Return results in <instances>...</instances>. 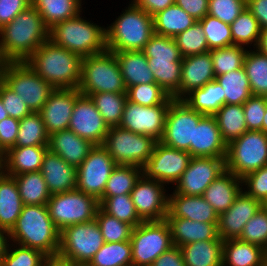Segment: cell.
<instances>
[{
    "mask_svg": "<svg viewBox=\"0 0 267 266\" xmlns=\"http://www.w3.org/2000/svg\"><path fill=\"white\" fill-rule=\"evenodd\" d=\"M49 28L30 5L0 29V47L10 62H25L49 39Z\"/></svg>",
    "mask_w": 267,
    "mask_h": 266,
    "instance_id": "obj_1",
    "label": "cell"
},
{
    "mask_svg": "<svg viewBox=\"0 0 267 266\" xmlns=\"http://www.w3.org/2000/svg\"><path fill=\"white\" fill-rule=\"evenodd\" d=\"M54 88H78L82 57L48 39L25 61Z\"/></svg>",
    "mask_w": 267,
    "mask_h": 266,
    "instance_id": "obj_2",
    "label": "cell"
},
{
    "mask_svg": "<svg viewBox=\"0 0 267 266\" xmlns=\"http://www.w3.org/2000/svg\"><path fill=\"white\" fill-rule=\"evenodd\" d=\"M9 235L15 246L37 249L49 258L58 255L60 231L50 218L47 205H24Z\"/></svg>",
    "mask_w": 267,
    "mask_h": 266,
    "instance_id": "obj_3",
    "label": "cell"
},
{
    "mask_svg": "<svg viewBox=\"0 0 267 266\" xmlns=\"http://www.w3.org/2000/svg\"><path fill=\"white\" fill-rule=\"evenodd\" d=\"M153 16L133 2L106 29V46L111 52L143 50L154 35Z\"/></svg>",
    "mask_w": 267,
    "mask_h": 266,
    "instance_id": "obj_4",
    "label": "cell"
},
{
    "mask_svg": "<svg viewBox=\"0 0 267 266\" xmlns=\"http://www.w3.org/2000/svg\"><path fill=\"white\" fill-rule=\"evenodd\" d=\"M80 15L55 24L49 30V39L82 58L107 50L106 28Z\"/></svg>",
    "mask_w": 267,
    "mask_h": 266,
    "instance_id": "obj_5",
    "label": "cell"
},
{
    "mask_svg": "<svg viewBox=\"0 0 267 266\" xmlns=\"http://www.w3.org/2000/svg\"><path fill=\"white\" fill-rule=\"evenodd\" d=\"M78 90L85 96L99 92L127 93L114 52L105 50L82 58Z\"/></svg>",
    "mask_w": 267,
    "mask_h": 266,
    "instance_id": "obj_6",
    "label": "cell"
},
{
    "mask_svg": "<svg viewBox=\"0 0 267 266\" xmlns=\"http://www.w3.org/2000/svg\"><path fill=\"white\" fill-rule=\"evenodd\" d=\"M104 243L96 219L70 225L60 232L56 258L74 265H87Z\"/></svg>",
    "mask_w": 267,
    "mask_h": 266,
    "instance_id": "obj_7",
    "label": "cell"
},
{
    "mask_svg": "<svg viewBox=\"0 0 267 266\" xmlns=\"http://www.w3.org/2000/svg\"><path fill=\"white\" fill-rule=\"evenodd\" d=\"M267 165V135L247 130L227 144L225 169L239 178Z\"/></svg>",
    "mask_w": 267,
    "mask_h": 266,
    "instance_id": "obj_8",
    "label": "cell"
},
{
    "mask_svg": "<svg viewBox=\"0 0 267 266\" xmlns=\"http://www.w3.org/2000/svg\"><path fill=\"white\" fill-rule=\"evenodd\" d=\"M157 142L151 136L117 126L109 128L102 146L116 164L142 168L152 155Z\"/></svg>",
    "mask_w": 267,
    "mask_h": 266,
    "instance_id": "obj_9",
    "label": "cell"
},
{
    "mask_svg": "<svg viewBox=\"0 0 267 266\" xmlns=\"http://www.w3.org/2000/svg\"><path fill=\"white\" fill-rule=\"evenodd\" d=\"M132 266H151L172 246L171 232L166 220L143 221L132 229Z\"/></svg>",
    "mask_w": 267,
    "mask_h": 266,
    "instance_id": "obj_10",
    "label": "cell"
},
{
    "mask_svg": "<svg viewBox=\"0 0 267 266\" xmlns=\"http://www.w3.org/2000/svg\"><path fill=\"white\" fill-rule=\"evenodd\" d=\"M47 207L55 227L61 232L67 226L94 220L99 201L75 189L51 195Z\"/></svg>",
    "mask_w": 267,
    "mask_h": 266,
    "instance_id": "obj_11",
    "label": "cell"
},
{
    "mask_svg": "<svg viewBox=\"0 0 267 266\" xmlns=\"http://www.w3.org/2000/svg\"><path fill=\"white\" fill-rule=\"evenodd\" d=\"M3 83L20 96L31 112L38 113L55 89L26 62H10Z\"/></svg>",
    "mask_w": 267,
    "mask_h": 266,
    "instance_id": "obj_12",
    "label": "cell"
},
{
    "mask_svg": "<svg viewBox=\"0 0 267 266\" xmlns=\"http://www.w3.org/2000/svg\"><path fill=\"white\" fill-rule=\"evenodd\" d=\"M204 116L193 110L184 100L173 99L166 115L163 137L159 142L189 153L190 144H193L194 126Z\"/></svg>",
    "mask_w": 267,
    "mask_h": 266,
    "instance_id": "obj_13",
    "label": "cell"
},
{
    "mask_svg": "<svg viewBox=\"0 0 267 266\" xmlns=\"http://www.w3.org/2000/svg\"><path fill=\"white\" fill-rule=\"evenodd\" d=\"M116 165L102 145H95L77 168L76 190L99 200Z\"/></svg>",
    "mask_w": 267,
    "mask_h": 266,
    "instance_id": "obj_14",
    "label": "cell"
},
{
    "mask_svg": "<svg viewBox=\"0 0 267 266\" xmlns=\"http://www.w3.org/2000/svg\"><path fill=\"white\" fill-rule=\"evenodd\" d=\"M173 99L170 97L164 104L156 106L137 105L127 100L119 127L160 141L163 137L169 105Z\"/></svg>",
    "mask_w": 267,
    "mask_h": 266,
    "instance_id": "obj_15",
    "label": "cell"
},
{
    "mask_svg": "<svg viewBox=\"0 0 267 266\" xmlns=\"http://www.w3.org/2000/svg\"><path fill=\"white\" fill-rule=\"evenodd\" d=\"M190 159L191 155L187 151L167 147L158 141L149 160L142 167V174L163 184H176Z\"/></svg>",
    "mask_w": 267,
    "mask_h": 266,
    "instance_id": "obj_16",
    "label": "cell"
},
{
    "mask_svg": "<svg viewBox=\"0 0 267 266\" xmlns=\"http://www.w3.org/2000/svg\"><path fill=\"white\" fill-rule=\"evenodd\" d=\"M225 158L191 157L187 169L176 183L174 193L201 196L225 171Z\"/></svg>",
    "mask_w": 267,
    "mask_h": 266,
    "instance_id": "obj_17",
    "label": "cell"
},
{
    "mask_svg": "<svg viewBox=\"0 0 267 266\" xmlns=\"http://www.w3.org/2000/svg\"><path fill=\"white\" fill-rule=\"evenodd\" d=\"M164 184L143 174L137 180L131 191V199L135 210L142 221H160L168 213V194Z\"/></svg>",
    "mask_w": 267,
    "mask_h": 266,
    "instance_id": "obj_18",
    "label": "cell"
},
{
    "mask_svg": "<svg viewBox=\"0 0 267 266\" xmlns=\"http://www.w3.org/2000/svg\"><path fill=\"white\" fill-rule=\"evenodd\" d=\"M68 129L94 145H102L109 127L91 98L81 94L75 101Z\"/></svg>",
    "mask_w": 267,
    "mask_h": 266,
    "instance_id": "obj_19",
    "label": "cell"
},
{
    "mask_svg": "<svg viewBox=\"0 0 267 266\" xmlns=\"http://www.w3.org/2000/svg\"><path fill=\"white\" fill-rule=\"evenodd\" d=\"M80 95L78 88H55L52 91L38 112L49 136L68 129L75 101Z\"/></svg>",
    "mask_w": 267,
    "mask_h": 266,
    "instance_id": "obj_20",
    "label": "cell"
},
{
    "mask_svg": "<svg viewBox=\"0 0 267 266\" xmlns=\"http://www.w3.org/2000/svg\"><path fill=\"white\" fill-rule=\"evenodd\" d=\"M262 206L261 202L242 190L232 206L219 215L218 236L223 241L239 239L245 224Z\"/></svg>",
    "mask_w": 267,
    "mask_h": 266,
    "instance_id": "obj_21",
    "label": "cell"
},
{
    "mask_svg": "<svg viewBox=\"0 0 267 266\" xmlns=\"http://www.w3.org/2000/svg\"><path fill=\"white\" fill-rule=\"evenodd\" d=\"M227 143L222 139L221 132L214 116L205 115L194 126L193 144H190L191 157L225 158Z\"/></svg>",
    "mask_w": 267,
    "mask_h": 266,
    "instance_id": "obj_22",
    "label": "cell"
},
{
    "mask_svg": "<svg viewBox=\"0 0 267 266\" xmlns=\"http://www.w3.org/2000/svg\"><path fill=\"white\" fill-rule=\"evenodd\" d=\"M166 217H179L192 221L218 223L219 215L203 196L172 193L168 196Z\"/></svg>",
    "mask_w": 267,
    "mask_h": 266,
    "instance_id": "obj_23",
    "label": "cell"
},
{
    "mask_svg": "<svg viewBox=\"0 0 267 266\" xmlns=\"http://www.w3.org/2000/svg\"><path fill=\"white\" fill-rule=\"evenodd\" d=\"M51 195L76 189L77 168L48 150L40 170Z\"/></svg>",
    "mask_w": 267,
    "mask_h": 266,
    "instance_id": "obj_24",
    "label": "cell"
},
{
    "mask_svg": "<svg viewBox=\"0 0 267 266\" xmlns=\"http://www.w3.org/2000/svg\"><path fill=\"white\" fill-rule=\"evenodd\" d=\"M210 52L182 57L180 99L215 80Z\"/></svg>",
    "mask_w": 267,
    "mask_h": 266,
    "instance_id": "obj_25",
    "label": "cell"
},
{
    "mask_svg": "<svg viewBox=\"0 0 267 266\" xmlns=\"http://www.w3.org/2000/svg\"><path fill=\"white\" fill-rule=\"evenodd\" d=\"M48 146L11 147L0 158V168L10 176L40 171Z\"/></svg>",
    "mask_w": 267,
    "mask_h": 266,
    "instance_id": "obj_26",
    "label": "cell"
},
{
    "mask_svg": "<svg viewBox=\"0 0 267 266\" xmlns=\"http://www.w3.org/2000/svg\"><path fill=\"white\" fill-rule=\"evenodd\" d=\"M173 246H182L196 241L222 240L218 236V223L192 221L179 217H166Z\"/></svg>",
    "mask_w": 267,
    "mask_h": 266,
    "instance_id": "obj_27",
    "label": "cell"
},
{
    "mask_svg": "<svg viewBox=\"0 0 267 266\" xmlns=\"http://www.w3.org/2000/svg\"><path fill=\"white\" fill-rule=\"evenodd\" d=\"M94 146L69 129L51 134L48 142V150L76 168L86 159Z\"/></svg>",
    "mask_w": 267,
    "mask_h": 266,
    "instance_id": "obj_28",
    "label": "cell"
},
{
    "mask_svg": "<svg viewBox=\"0 0 267 266\" xmlns=\"http://www.w3.org/2000/svg\"><path fill=\"white\" fill-rule=\"evenodd\" d=\"M242 179L225 170L204 191L203 198L220 215L227 211L243 190Z\"/></svg>",
    "mask_w": 267,
    "mask_h": 266,
    "instance_id": "obj_29",
    "label": "cell"
},
{
    "mask_svg": "<svg viewBox=\"0 0 267 266\" xmlns=\"http://www.w3.org/2000/svg\"><path fill=\"white\" fill-rule=\"evenodd\" d=\"M267 266V250L263 247L229 239L223 242L222 266Z\"/></svg>",
    "mask_w": 267,
    "mask_h": 266,
    "instance_id": "obj_30",
    "label": "cell"
},
{
    "mask_svg": "<svg viewBox=\"0 0 267 266\" xmlns=\"http://www.w3.org/2000/svg\"><path fill=\"white\" fill-rule=\"evenodd\" d=\"M23 206L15 178L0 168V229L10 232Z\"/></svg>",
    "mask_w": 267,
    "mask_h": 266,
    "instance_id": "obj_31",
    "label": "cell"
},
{
    "mask_svg": "<svg viewBox=\"0 0 267 266\" xmlns=\"http://www.w3.org/2000/svg\"><path fill=\"white\" fill-rule=\"evenodd\" d=\"M126 89L139 84L155 83L147 57L142 50L114 52Z\"/></svg>",
    "mask_w": 267,
    "mask_h": 266,
    "instance_id": "obj_32",
    "label": "cell"
},
{
    "mask_svg": "<svg viewBox=\"0 0 267 266\" xmlns=\"http://www.w3.org/2000/svg\"><path fill=\"white\" fill-rule=\"evenodd\" d=\"M223 240L196 241L180 246L186 266H222Z\"/></svg>",
    "mask_w": 267,
    "mask_h": 266,
    "instance_id": "obj_33",
    "label": "cell"
},
{
    "mask_svg": "<svg viewBox=\"0 0 267 266\" xmlns=\"http://www.w3.org/2000/svg\"><path fill=\"white\" fill-rule=\"evenodd\" d=\"M182 100L200 114L213 116L225 104V95L222 86L214 80L192 90Z\"/></svg>",
    "mask_w": 267,
    "mask_h": 266,
    "instance_id": "obj_34",
    "label": "cell"
},
{
    "mask_svg": "<svg viewBox=\"0 0 267 266\" xmlns=\"http://www.w3.org/2000/svg\"><path fill=\"white\" fill-rule=\"evenodd\" d=\"M153 19L154 33L171 38H175L197 21L176 4L158 12Z\"/></svg>",
    "mask_w": 267,
    "mask_h": 266,
    "instance_id": "obj_35",
    "label": "cell"
},
{
    "mask_svg": "<svg viewBox=\"0 0 267 266\" xmlns=\"http://www.w3.org/2000/svg\"><path fill=\"white\" fill-rule=\"evenodd\" d=\"M82 0H31V5L41 15L50 29L55 24L76 17L81 10Z\"/></svg>",
    "mask_w": 267,
    "mask_h": 266,
    "instance_id": "obj_36",
    "label": "cell"
},
{
    "mask_svg": "<svg viewBox=\"0 0 267 266\" xmlns=\"http://www.w3.org/2000/svg\"><path fill=\"white\" fill-rule=\"evenodd\" d=\"M213 116L227 144L247 131L243 105L224 104Z\"/></svg>",
    "mask_w": 267,
    "mask_h": 266,
    "instance_id": "obj_37",
    "label": "cell"
},
{
    "mask_svg": "<svg viewBox=\"0 0 267 266\" xmlns=\"http://www.w3.org/2000/svg\"><path fill=\"white\" fill-rule=\"evenodd\" d=\"M24 205H47L51 194L40 171L13 176Z\"/></svg>",
    "mask_w": 267,
    "mask_h": 266,
    "instance_id": "obj_38",
    "label": "cell"
},
{
    "mask_svg": "<svg viewBox=\"0 0 267 266\" xmlns=\"http://www.w3.org/2000/svg\"><path fill=\"white\" fill-rule=\"evenodd\" d=\"M215 80L222 86L225 104L243 105L252 96L244 67L216 76Z\"/></svg>",
    "mask_w": 267,
    "mask_h": 266,
    "instance_id": "obj_39",
    "label": "cell"
},
{
    "mask_svg": "<svg viewBox=\"0 0 267 266\" xmlns=\"http://www.w3.org/2000/svg\"><path fill=\"white\" fill-rule=\"evenodd\" d=\"M89 97L109 128L120 125L127 93L99 92Z\"/></svg>",
    "mask_w": 267,
    "mask_h": 266,
    "instance_id": "obj_40",
    "label": "cell"
},
{
    "mask_svg": "<svg viewBox=\"0 0 267 266\" xmlns=\"http://www.w3.org/2000/svg\"><path fill=\"white\" fill-rule=\"evenodd\" d=\"M247 51L244 59L246 71L252 95L267 97V55L257 48Z\"/></svg>",
    "mask_w": 267,
    "mask_h": 266,
    "instance_id": "obj_41",
    "label": "cell"
},
{
    "mask_svg": "<svg viewBox=\"0 0 267 266\" xmlns=\"http://www.w3.org/2000/svg\"><path fill=\"white\" fill-rule=\"evenodd\" d=\"M87 266H132V246L130 240L105 242Z\"/></svg>",
    "mask_w": 267,
    "mask_h": 266,
    "instance_id": "obj_42",
    "label": "cell"
},
{
    "mask_svg": "<svg viewBox=\"0 0 267 266\" xmlns=\"http://www.w3.org/2000/svg\"><path fill=\"white\" fill-rule=\"evenodd\" d=\"M155 83L174 99H180L182 62L148 61Z\"/></svg>",
    "mask_w": 267,
    "mask_h": 266,
    "instance_id": "obj_43",
    "label": "cell"
},
{
    "mask_svg": "<svg viewBox=\"0 0 267 266\" xmlns=\"http://www.w3.org/2000/svg\"><path fill=\"white\" fill-rule=\"evenodd\" d=\"M48 142L49 135L39 113L32 112L20 120L14 147L48 146Z\"/></svg>",
    "mask_w": 267,
    "mask_h": 266,
    "instance_id": "obj_44",
    "label": "cell"
},
{
    "mask_svg": "<svg viewBox=\"0 0 267 266\" xmlns=\"http://www.w3.org/2000/svg\"><path fill=\"white\" fill-rule=\"evenodd\" d=\"M141 175V167L117 164L106 182L103 196L130 194Z\"/></svg>",
    "mask_w": 267,
    "mask_h": 266,
    "instance_id": "obj_45",
    "label": "cell"
},
{
    "mask_svg": "<svg viewBox=\"0 0 267 266\" xmlns=\"http://www.w3.org/2000/svg\"><path fill=\"white\" fill-rule=\"evenodd\" d=\"M99 207L108 215L130 224L133 228L143 221L139 218L130 194L102 196Z\"/></svg>",
    "mask_w": 267,
    "mask_h": 266,
    "instance_id": "obj_46",
    "label": "cell"
},
{
    "mask_svg": "<svg viewBox=\"0 0 267 266\" xmlns=\"http://www.w3.org/2000/svg\"><path fill=\"white\" fill-rule=\"evenodd\" d=\"M230 27L233 45L245 46L254 42L253 48H257L262 29L247 7L230 24Z\"/></svg>",
    "mask_w": 267,
    "mask_h": 266,
    "instance_id": "obj_47",
    "label": "cell"
},
{
    "mask_svg": "<svg viewBox=\"0 0 267 266\" xmlns=\"http://www.w3.org/2000/svg\"><path fill=\"white\" fill-rule=\"evenodd\" d=\"M210 55L213 62V71L216 76L238 70L244 66V59L247 53L245 47L231 45L228 47L211 49Z\"/></svg>",
    "mask_w": 267,
    "mask_h": 266,
    "instance_id": "obj_48",
    "label": "cell"
},
{
    "mask_svg": "<svg viewBox=\"0 0 267 266\" xmlns=\"http://www.w3.org/2000/svg\"><path fill=\"white\" fill-rule=\"evenodd\" d=\"M147 61L182 62L174 38L154 34L142 50Z\"/></svg>",
    "mask_w": 267,
    "mask_h": 266,
    "instance_id": "obj_49",
    "label": "cell"
},
{
    "mask_svg": "<svg viewBox=\"0 0 267 266\" xmlns=\"http://www.w3.org/2000/svg\"><path fill=\"white\" fill-rule=\"evenodd\" d=\"M174 40L182 57L206 53L209 50L208 42L201 23L196 21L192 26L178 34Z\"/></svg>",
    "mask_w": 267,
    "mask_h": 266,
    "instance_id": "obj_50",
    "label": "cell"
},
{
    "mask_svg": "<svg viewBox=\"0 0 267 266\" xmlns=\"http://www.w3.org/2000/svg\"><path fill=\"white\" fill-rule=\"evenodd\" d=\"M95 219L103 235L104 242L112 243L130 240L133 229L130 224L108 215L100 207L97 209Z\"/></svg>",
    "mask_w": 267,
    "mask_h": 266,
    "instance_id": "obj_51",
    "label": "cell"
},
{
    "mask_svg": "<svg viewBox=\"0 0 267 266\" xmlns=\"http://www.w3.org/2000/svg\"><path fill=\"white\" fill-rule=\"evenodd\" d=\"M199 22L205 33L209 50L233 45L230 25L209 14Z\"/></svg>",
    "mask_w": 267,
    "mask_h": 266,
    "instance_id": "obj_52",
    "label": "cell"
},
{
    "mask_svg": "<svg viewBox=\"0 0 267 266\" xmlns=\"http://www.w3.org/2000/svg\"><path fill=\"white\" fill-rule=\"evenodd\" d=\"M171 96L156 83L139 84L127 89V100L142 106L164 104Z\"/></svg>",
    "mask_w": 267,
    "mask_h": 266,
    "instance_id": "obj_53",
    "label": "cell"
},
{
    "mask_svg": "<svg viewBox=\"0 0 267 266\" xmlns=\"http://www.w3.org/2000/svg\"><path fill=\"white\" fill-rule=\"evenodd\" d=\"M11 245L9 244L5 256L2 258V266H44L50 259L37 249L18 245L16 249L12 248V250Z\"/></svg>",
    "mask_w": 267,
    "mask_h": 266,
    "instance_id": "obj_54",
    "label": "cell"
},
{
    "mask_svg": "<svg viewBox=\"0 0 267 266\" xmlns=\"http://www.w3.org/2000/svg\"><path fill=\"white\" fill-rule=\"evenodd\" d=\"M239 239L267 250V207L265 205L248 220Z\"/></svg>",
    "mask_w": 267,
    "mask_h": 266,
    "instance_id": "obj_55",
    "label": "cell"
},
{
    "mask_svg": "<svg viewBox=\"0 0 267 266\" xmlns=\"http://www.w3.org/2000/svg\"><path fill=\"white\" fill-rule=\"evenodd\" d=\"M246 8V0H209L208 14L230 25Z\"/></svg>",
    "mask_w": 267,
    "mask_h": 266,
    "instance_id": "obj_56",
    "label": "cell"
},
{
    "mask_svg": "<svg viewBox=\"0 0 267 266\" xmlns=\"http://www.w3.org/2000/svg\"><path fill=\"white\" fill-rule=\"evenodd\" d=\"M267 107V97L252 95L243 104L247 130L262 131Z\"/></svg>",
    "mask_w": 267,
    "mask_h": 266,
    "instance_id": "obj_57",
    "label": "cell"
},
{
    "mask_svg": "<svg viewBox=\"0 0 267 266\" xmlns=\"http://www.w3.org/2000/svg\"><path fill=\"white\" fill-rule=\"evenodd\" d=\"M242 184L247 185L248 191L244 190L247 195L265 205L267 202V165L244 176Z\"/></svg>",
    "mask_w": 267,
    "mask_h": 266,
    "instance_id": "obj_58",
    "label": "cell"
},
{
    "mask_svg": "<svg viewBox=\"0 0 267 266\" xmlns=\"http://www.w3.org/2000/svg\"><path fill=\"white\" fill-rule=\"evenodd\" d=\"M0 98L9 117L21 120L32 113L20 96L3 82L0 83Z\"/></svg>",
    "mask_w": 267,
    "mask_h": 266,
    "instance_id": "obj_59",
    "label": "cell"
},
{
    "mask_svg": "<svg viewBox=\"0 0 267 266\" xmlns=\"http://www.w3.org/2000/svg\"><path fill=\"white\" fill-rule=\"evenodd\" d=\"M20 120L8 117L0 121V158L15 146Z\"/></svg>",
    "mask_w": 267,
    "mask_h": 266,
    "instance_id": "obj_60",
    "label": "cell"
},
{
    "mask_svg": "<svg viewBox=\"0 0 267 266\" xmlns=\"http://www.w3.org/2000/svg\"><path fill=\"white\" fill-rule=\"evenodd\" d=\"M31 5V0H0V29Z\"/></svg>",
    "mask_w": 267,
    "mask_h": 266,
    "instance_id": "obj_61",
    "label": "cell"
},
{
    "mask_svg": "<svg viewBox=\"0 0 267 266\" xmlns=\"http://www.w3.org/2000/svg\"><path fill=\"white\" fill-rule=\"evenodd\" d=\"M208 3L209 0H175L176 5L197 21L208 14Z\"/></svg>",
    "mask_w": 267,
    "mask_h": 266,
    "instance_id": "obj_62",
    "label": "cell"
},
{
    "mask_svg": "<svg viewBox=\"0 0 267 266\" xmlns=\"http://www.w3.org/2000/svg\"><path fill=\"white\" fill-rule=\"evenodd\" d=\"M151 266H186L182 251L178 246H172L161 254Z\"/></svg>",
    "mask_w": 267,
    "mask_h": 266,
    "instance_id": "obj_63",
    "label": "cell"
},
{
    "mask_svg": "<svg viewBox=\"0 0 267 266\" xmlns=\"http://www.w3.org/2000/svg\"><path fill=\"white\" fill-rule=\"evenodd\" d=\"M132 2L150 16H154L158 12L175 4V0H133Z\"/></svg>",
    "mask_w": 267,
    "mask_h": 266,
    "instance_id": "obj_64",
    "label": "cell"
},
{
    "mask_svg": "<svg viewBox=\"0 0 267 266\" xmlns=\"http://www.w3.org/2000/svg\"><path fill=\"white\" fill-rule=\"evenodd\" d=\"M246 7L257 19L261 29H267V0H246Z\"/></svg>",
    "mask_w": 267,
    "mask_h": 266,
    "instance_id": "obj_65",
    "label": "cell"
},
{
    "mask_svg": "<svg viewBox=\"0 0 267 266\" xmlns=\"http://www.w3.org/2000/svg\"><path fill=\"white\" fill-rule=\"evenodd\" d=\"M7 238L10 239L9 232L4 229H0V263L9 247V240Z\"/></svg>",
    "mask_w": 267,
    "mask_h": 266,
    "instance_id": "obj_66",
    "label": "cell"
},
{
    "mask_svg": "<svg viewBox=\"0 0 267 266\" xmlns=\"http://www.w3.org/2000/svg\"><path fill=\"white\" fill-rule=\"evenodd\" d=\"M10 61L5 56L2 48L0 47V83L4 81L5 71Z\"/></svg>",
    "mask_w": 267,
    "mask_h": 266,
    "instance_id": "obj_67",
    "label": "cell"
},
{
    "mask_svg": "<svg viewBox=\"0 0 267 266\" xmlns=\"http://www.w3.org/2000/svg\"><path fill=\"white\" fill-rule=\"evenodd\" d=\"M257 49L267 55V29H262Z\"/></svg>",
    "mask_w": 267,
    "mask_h": 266,
    "instance_id": "obj_68",
    "label": "cell"
},
{
    "mask_svg": "<svg viewBox=\"0 0 267 266\" xmlns=\"http://www.w3.org/2000/svg\"><path fill=\"white\" fill-rule=\"evenodd\" d=\"M44 266H72V264L61 261L57 258H50Z\"/></svg>",
    "mask_w": 267,
    "mask_h": 266,
    "instance_id": "obj_69",
    "label": "cell"
},
{
    "mask_svg": "<svg viewBox=\"0 0 267 266\" xmlns=\"http://www.w3.org/2000/svg\"><path fill=\"white\" fill-rule=\"evenodd\" d=\"M9 115L1 101V98H0V121L4 120L5 118H8Z\"/></svg>",
    "mask_w": 267,
    "mask_h": 266,
    "instance_id": "obj_70",
    "label": "cell"
},
{
    "mask_svg": "<svg viewBox=\"0 0 267 266\" xmlns=\"http://www.w3.org/2000/svg\"><path fill=\"white\" fill-rule=\"evenodd\" d=\"M262 131L267 135V107H266V112H265V116H264L263 123H262Z\"/></svg>",
    "mask_w": 267,
    "mask_h": 266,
    "instance_id": "obj_71",
    "label": "cell"
},
{
    "mask_svg": "<svg viewBox=\"0 0 267 266\" xmlns=\"http://www.w3.org/2000/svg\"><path fill=\"white\" fill-rule=\"evenodd\" d=\"M72 266H87V265H74V264H72Z\"/></svg>",
    "mask_w": 267,
    "mask_h": 266,
    "instance_id": "obj_72",
    "label": "cell"
}]
</instances>
